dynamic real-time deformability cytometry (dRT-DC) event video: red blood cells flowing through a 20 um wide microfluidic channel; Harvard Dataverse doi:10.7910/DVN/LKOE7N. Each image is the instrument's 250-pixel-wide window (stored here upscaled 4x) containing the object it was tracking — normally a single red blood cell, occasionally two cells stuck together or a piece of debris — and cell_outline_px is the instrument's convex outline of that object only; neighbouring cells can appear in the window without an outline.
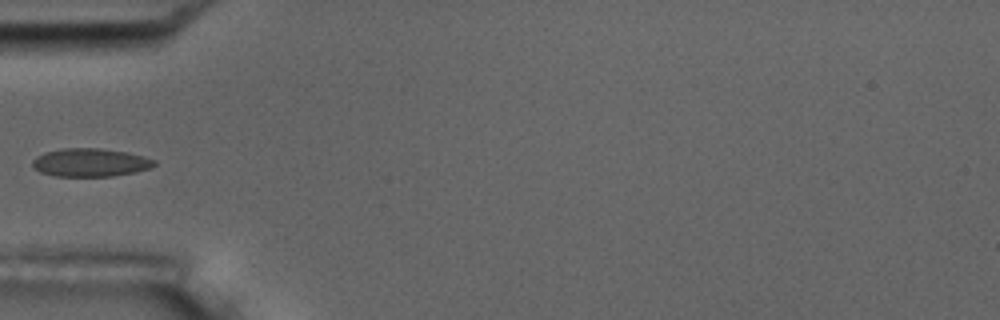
{"species": "common noctule bat (a hibernating species)", "species_latin": "Nyctalus noctula", "temperature_condition": "room temperature", "stored_images_in_passage": 6, "camera_frame_rate_fps": 3000, "um_per_image_px": 0.085, "animal": {"sex": "male", "body_mass_g": 17.5, "forearm_length_mm": 52.3}, "frame": {"image": 1, "passage_image": 6, "time_ms": 5.667, "image_size_px": [1000, 320], "cell_outline_px": [[156, 164], [152, 168], [136, 172], [112, 176], [56, 176], [40, 172], [32, 168], [32, 160], [36, 156], [44, 152], [60, 148], [100, 148], [128, 152], [144, 156], [156, 160]], "centroid_in_image_um": [7.68, 13.81], "position_along_channel_um": 77.3, "area_um2": 20.35}}